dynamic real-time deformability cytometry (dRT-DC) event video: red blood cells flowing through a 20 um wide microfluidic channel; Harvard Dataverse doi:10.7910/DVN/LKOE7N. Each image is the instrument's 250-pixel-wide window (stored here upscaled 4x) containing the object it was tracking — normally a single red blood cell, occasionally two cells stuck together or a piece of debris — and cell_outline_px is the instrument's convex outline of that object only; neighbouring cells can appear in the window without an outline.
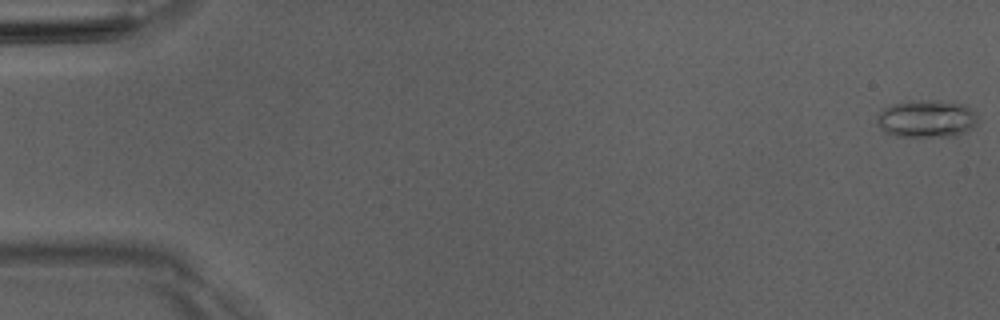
{"species": "Egyptian fruit bat (a non-hibernating species)", "species_latin": "Rousettus aegyptiacus", "temperature_condition": "room temperature", "stored_images_in_passage": 50, "camera_frame_rate_fps": 3000, "um_per_image_px": 0.085, "animal": {"sex": "male"}, "frame": {"image": 1, "passage_image": 1, "time_ms": 0.0, "image_size_px": [1000, 320], "cell_outline_px": [[976, 124], [972, 128], [956, 136], [896, 136], [884, 132], [880, 128], [876, 120], [876, 116], [880, 108], [892, 104], [908, 100], [952, 100], [964, 104], [976, 112]], "centroid_in_image_um": [78.73, 10.06], "position_along_channel_um": 6.3, "area_um2": 22.6}}
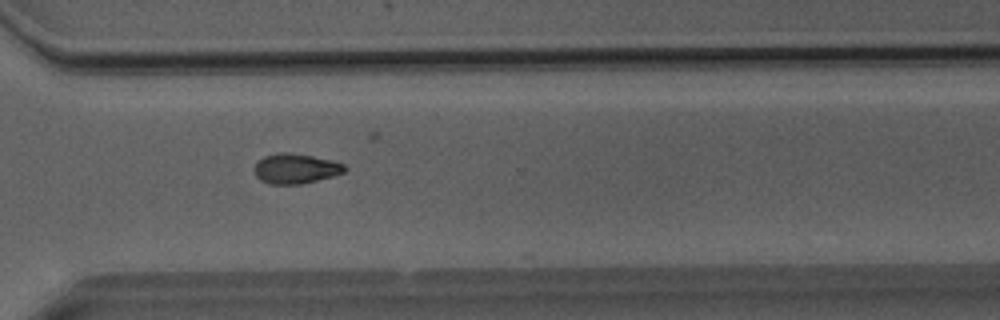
{"frame": {"image": 2, "passage_image": 38, "time_ms": 12.333, "image_size_px": [1000, 320], "cell_outline_px": [[348, 168], [344, 172], [332, 176], [300, 184], [268, 184], [260, 180], [256, 176], [256, 164], [264, 156], [280, 152], [284, 152], [312, 156], [332, 160], [344, 164]], "centroid_in_image_um": [25.15, 14.33], "position_along_channel_um": 345.5, "area_um2": 15.55}}
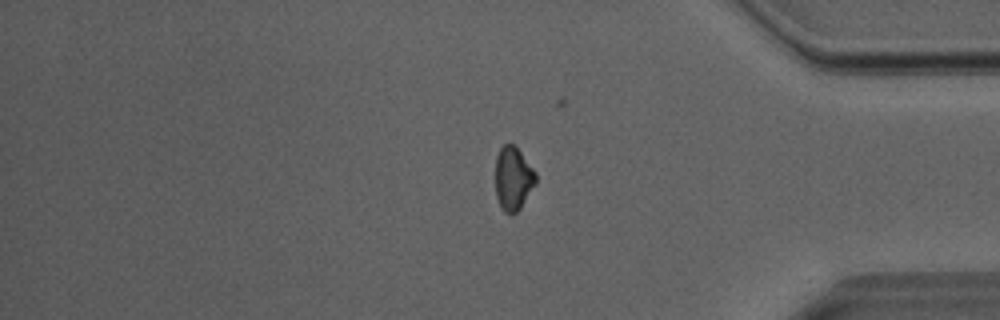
{"frame": {"image": 3, "passage_image": 43, "time_ms": 14.0, "image_size_px": [1000, 320], "cell_outline_px": [[536, 184], [520, 208], [512, 216], [504, 212], [500, 208], [496, 196], [496, 156], [500, 148], [504, 144], [512, 144], [520, 152], [536, 172]], "centroid_in_image_um": [43.61, 15.21], "position_along_channel_um": 391.6, "area_um2": 14.97}}